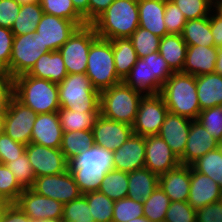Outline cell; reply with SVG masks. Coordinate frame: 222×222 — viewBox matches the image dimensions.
I'll use <instances>...</instances> for the list:
<instances>
[{
    "label": "cell",
    "mask_w": 222,
    "mask_h": 222,
    "mask_svg": "<svg viewBox=\"0 0 222 222\" xmlns=\"http://www.w3.org/2000/svg\"><path fill=\"white\" fill-rule=\"evenodd\" d=\"M68 164L82 194L98 191L102 178L114 169L113 151L94 144L69 160Z\"/></svg>",
    "instance_id": "1"
},
{
    "label": "cell",
    "mask_w": 222,
    "mask_h": 222,
    "mask_svg": "<svg viewBox=\"0 0 222 222\" xmlns=\"http://www.w3.org/2000/svg\"><path fill=\"white\" fill-rule=\"evenodd\" d=\"M159 185V176L148 168H141L128 173L127 198L136 202H143Z\"/></svg>",
    "instance_id": "28"
},
{
    "label": "cell",
    "mask_w": 222,
    "mask_h": 222,
    "mask_svg": "<svg viewBox=\"0 0 222 222\" xmlns=\"http://www.w3.org/2000/svg\"><path fill=\"white\" fill-rule=\"evenodd\" d=\"M127 222H152L150 221L148 218H146L145 216H141L132 220H129Z\"/></svg>",
    "instance_id": "61"
},
{
    "label": "cell",
    "mask_w": 222,
    "mask_h": 222,
    "mask_svg": "<svg viewBox=\"0 0 222 222\" xmlns=\"http://www.w3.org/2000/svg\"><path fill=\"white\" fill-rule=\"evenodd\" d=\"M196 222H222V200L196 210Z\"/></svg>",
    "instance_id": "55"
},
{
    "label": "cell",
    "mask_w": 222,
    "mask_h": 222,
    "mask_svg": "<svg viewBox=\"0 0 222 222\" xmlns=\"http://www.w3.org/2000/svg\"><path fill=\"white\" fill-rule=\"evenodd\" d=\"M220 200H222V188L213 179L197 172L191 166L188 203L198 210Z\"/></svg>",
    "instance_id": "20"
},
{
    "label": "cell",
    "mask_w": 222,
    "mask_h": 222,
    "mask_svg": "<svg viewBox=\"0 0 222 222\" xmlns=\"http://www.w3.org/2000/svg\"><path fill=\"white\" fill-rule=\"evenodd\" d=\"M60 108L99 112L100 92L85 73L68 74L58 84Z\"/></svg>",
    "instance_id": "6"
},
{
    "label": "cell",
    "mask_w": 222,
    "mask_h": 222,
    "mask_svg": "<svg viewBox=\"0 0 222 222\" xmlns=\"http://www.w3.org/2000/svg\"><path fill=\"white\" fill-rule=\"evenodd\" d=\"M6 165L24 189L31 188L33 186L36 176L26 152Z\"/></svg>",
    "instance_id": "45"
},
{
    "label": "cell",
    "mask_w": 222,
    "mask_h": 222,
    "mask_svg": "<svg viewBox=\"0 0 222 222\" xmlns=\"http://www.w3.org/2000/svg\"><path fill=\"white\" fill-rule=\"evenodd\" d=\"M98 38L92 25L79 27L59 48L68 74L86 73L91 44Z\"/></svg>",
    "instance_id": "8"
},
{
    "label": "cell",
    "mask_w": 222,
    "mask_h": 222,
    "mask_svg": "<svg viewBox=\"0 0 222 222\" xmlns=\"http://www.w3.org/2000/svg\"><path fill=\"white\" fill-rule=\"evenodd\" d=\"M91 25L99 38H129L139 27L138 0H114Z\"/></svg>",
    "instance_id": "2"
},
{
    "label": "cell",
    "mask_w": 222,
    "mask_h": 222,
    "mask_svg": "<svg viewBox=\"0 0 222 222\" xmlns=\"http://www.w3.org/2000/svg\"><path fill=\"white\" fill-rule=\"evenodd\" d=\"M31 189L37 194L57 200L63 205L82 195L69 169L57 175L36 177Z\"/></svg>",
    "instance_id": "12"
},
{
    "label": "cell",
    "mask_w": 222,
    "mask_h": 222,
    "mask_svg": "<svg viewBox=\"0 0 222 222\" xmlns=\"http://www.w3.org/2000/svg\"><path fill=\"white\" fill-rule=\"evenodd\" d=\"M144 216L143 202L123 198L114 202L112 222H127Z\"/></svg>",
    "instance_id": "46"
},
{
    "label": "cell",
    "mask_w": 222,
    "mask_h": 222,
    "mask_svg": "<svg viewBox=\"0 0 222 222\" xmlns=\"http://www.w3.org/2000/svg\"><path fill=\"white\" fill-rule=\"evenodd\" d=\"M170 203L171 200L158 185L153 193L143 201L144 216L152 222H164Z\"/></svg>",
    "instance_id": "37"
},
{
    "label": "cell",
    "mask_w": 222,
    "mask_h": 222,
    "mask_svg": "<svg viewBox=\"0 0 222 222\" xmlns=\"http://www.w3.org/2000/svg\"><path fill=\"white\" fill-rule=\"evenodd\" d=\"M196 210L188 201H173L167 209L164 222H196Z\"/></svg>",
    "instance_id": "49"
},
{
    "label": "cell",
    "mask_w": 222,
    "mask_h": 222,
    "mask_svg": "<svg viewBox=\"0 0 222 222\" xmlns=\"http://www.w3.org/2000/svg\"><path fill=\"white\" fill-rule=\"evenodd\" d=\"M139 27L163 38L167 35L164 22L165 0H138Z\"/></svg>",
    "instance_id": "24"
},
{
    "label": "cell",
    "mask_w": 222,
    "mask_h": 222,
    "mask_svg": "<svg viewBox=\"0 0 222 222\" xmlns=\"http://www.w3.org/2000/svg\"><path fill=\"white\" fill-rule=\"evenodd\" d=\"M214 73L222 75V47L218 48V55L215 63Z\"/></svg>",
    "instance_id": "60"
},
{
    "label": "cell",
    "mask_w": 222,
    "mask_h": 222,
    "mask_svg": "<svg viewBox=\"0 0 222 222\" xmlns=\"http://www.w3.org/2000/svg\"><path fill=\"white\" fill-rule=\"evenodd\" d=\"M75 10L84 18L85 23L88 24V5L89 0H72Z\"/></svg>",
    "instance_id": "59"
},
{
    "label": "cell",
    "mask_w": 222,
    "mask_h": 222,
    "mask_svg": "<svg viewBox=\"0 0 222 222\" xmlns=\"http://www.w3.org/2000/svg\"><path fill=\"white\" fill-rule=\"evenodd\" d=\"M3 132V111H0V134Z\"/></svg>",
    "instance_id": "64"
},
{
    "label": "cell",
    "mask_w": 222,
    "mask_h": 222,
    "mask_svg": "<svg viewBox=\"0 0 222 222\" xmlns=\"http://www.w3.org/2000/svg\"><path fill=\"white\" fill-rule=\"evenodd\" d=\"M37 37L38 33L36 31L14 36L9 62V74L13 78L27 74L39 57L50 52Z\"/></svg>",
    "instance_id": "9"
},
{
    "label": "cell",
    "mask_w": 222,
    "mask_h": 222,
    "mask_svg": "<svg viewBox=\"0 0 222 222\" xmlns=\"http://www.w3.org/2000/svg\"><path fill=\"white\" fill-rule=\"evenodd\" d=\"M196 86L201 111L222 105V75L209 73L196 76Z\"/></svg>",
    "instance_id": "27"
},
{
    "label": "cell",
    "mask_w": 222,
    "mask_h": 222,
    "mask_svg": "<svg viewBox=\"0 0 222 222\" xmlns=\"http://www.w3.org/2000/svg\"><path fill=\"white\" fill-rule=\"evenodd\" d=\"M88 202L91 216L95 222H112L114 201L102 192L93 191L83 194Z\"/></svg>",
    "instance_id": "38"
},
{
    "label": "cell",
    "mask_w": 222,
    "mask_h": 222,
    "mask_svg": "<svg viewBox=\"0 0 222 222\" xmlns=\"http://www.w3.org/2000/svg\"><path fill=\"white\" fill-rule=\"evenodd\" d=\"M181 10L186 20L207 17L215 4L210 0H171Z\"/></svg>",
    "instance_id": "47"
},
{
    "label": "cell",
    "mask_w": 222,
    "mask_h": 222,
    "mask_svg": "<svg viewBox=\"0 0 222 222\" xmlns=\"http://www.w3.org/2000/svg\"><path fill=\"white\" fill-rule=\"evenodd\" d=\"M14 97L37 114L58 112V84L23 74L14 78Z\"/></svg>",
    "instance_id": "4"
},
{
    "label": "cell",
    "mask_w": 222,
    "mask_h": 222,
    "mask_svg": "<svg viewBox=\"0 0 222 222\" xmlns=\"http://www.w3.org/2000/svg\"><path fill=\"white\" fill-rule=\"evenodd\" d=\"M36 117V112L13 97L3 111V132L14 141L28 145Z\"/></svg>",
    "instance_id": "11"
},
{
    "label": "cell",
    "mask_w": 222,
    "mask_h": 222,
    "mask_svg": "<svg viewBox=\"0 0 222 222\" xmlns=\"http://www.w3.org/2000/svg\"><path fill=\"white\" fill-rule=\"evenodd\" d=\"M181 36L188 46L214 47V39L210 29V15L188 20Z\"/></svg>",
    "instance_id": "31"
},
{
    "label": "cell",
    "mask_w": 222,
    "mask_h": 222,
    "mask_svg": "<svg viewBox=\"0 0 222 222\" xmlns=\"http://www.w3.org/2000/svg\"><path fill=\"white\" fill-rule=\"evenodd\" d=\"M215 7L222 13V0H220Z\"/></svg>",
    "instance_id": "65"
},
{
    "label": "cell",
    "mask_w": 222,
    "mask_h": 222,
    "mask_svg": "<svg viewBox=\"0 0 222 222\" xmlns=\"http://www.w3.org/2000/svg\"><path fill=\"white\" fill-rule=\"evenodd\" d=\"M217 47L188 46L182 73L199 76L214 73Z\"/></svg>",
    "instance_id": "25"
},
{
    "label": "cell",
    "mask_w": 222,
    "mask_h": 222,
    "mask_svg": "<svg viewBox=\"0 0 222 222\" xmlns=\"http://www.w3.org/2000/svg\"><path fill=\"white\" fill-rule=\"evenodd\" d=\"M197 172L207 175L222 188V152L217 147L191 165Z\"/></svg>",
    "instance_id": "39"
},
{
    "label": "cell",
    "mask_w": 222,
    "mask_h": 222,
    "mask_svg": "<svg viewBox=\"0 0 222 222\" xmlns=\"http://www.w3.org/2000/svg\"><path fill=\"white\" fill-rule=\"evenodd\" d=\"M25 152L36 177L57 175L69 169L68 160L60 149L29 143Z\"/></svg>",
    "instance_id": "13"
},
{
    "label": "cell",
    "mask_w": 222,
    "mask_h": 222,
    "mask_svg": "<svg viewBox=\"0 0 222 222\" xmlns=\"http://www.w3.org/2000/svg\"><path fill=\"white\" fill-rule=\"evenodd\" d=\"M20 5L38 3L40 0H16Z\"/></svg>",
    "instance_id": "62"
},
{
    "label": "cell",
    "mask_w": 222,
    "mask_h": 222,
    "mask_svg": "<svg viewBox=\"0 0 222 222\" xmlns=\"http://www.w3.org/2000/svg\"><path fill=\"white\" fill-rule=\"evenodd\" d=\"M219 142L215 140L197 120H192L181 165L191 166L209 151L215 150Z\"/></svg>",
    "instance_id": "21"
},
{
    "label": "cell",
    "mask_w": 222,
    "mask_h": 222,
    "mask_svg": "<svg viewBox=\"0 0 222 222\" xmlns=\"http://www.w3.org/2000/svg\"><path fill=\"white\" fill-rule=\"evenodd\" d=\"M14 97V78L0 70V111H4Z\"/></svg>",
    "instance_id": "54"
},
{
    "label": "cell",
    "mask_w": 222,
    "mask_h": 222,
    "mask_svg": "<svg viewBox=\"0 0 222 222\" xmlns=\"http://www.w3.org/2000/svg\"><path fill=\"white\" fill-rule=\"evenodd\" d=\"M143 93L123 81L100 92L99 113L113 121L133 125Z\"/></svg>",
    "instance_id": "5"
},
{
    "label": "cell",
    "mask_w": 222,
    "mask_h": 222,
    "mask_svg": "<svg viewBox=\"0 0 222 222\" xmlns=\"http://www.w3.org/2000/svg\"><path fill=\"white\" fill-rule=\"evenodd\" d=\"M191 180V166L177 168L159 176V187L173 201H188Z\"/></svg>",
    "instance_id": "23"
},
{
    "label": "cell",
    "mask_w": 222,
    "mask_h": 222,
    "mask_svg": "<svg viewBox=\"0 0 222 222\" xmlns=\"http://www.w3.org/2000/svg\"><path fill=\"white\" fill-rule=\"evenodd\" d=\"M188 45L179 34H167L161 38L159 54L166 60L170 69L182 72Z\"/></svg>",
    "instance_id": "29"
},
{
    "label": "cell",
    "mask_w": 222,
    "mask_h": 222,
    "mask_svg": "<svg viewBox=\"0 0 222 222\" xmlns=\"http://www.w3.org/2000/svg\"><path fill=\"white\" fill-rule=\"evenodd\" d=\"M114 55L115 69L118 77L123 81L138 59L136 51L129 38L110 40Z\"/></svg>",
    "instance_id": "32"
},
{
    "label": "cell",
    "mask_w": 222,
    "mask_h": 222,
    "mask_svg": "<svg viewBox=\"0 0 222 222\" xmlns=\"http://www.w3.org/2000/svg\"><path fill=\"white\" fill-rule=\"evenodd\" d=\"M94 145L92 130L63 132L61 152L69 161L84 150Z\"/></svg>",
    "instance_id": "35"
},
{
    "label": "cell",
    "mask_w": 222,
    "mask_h": 222,
    "mask_svg": "<svg viewBox=\"0 0 222 222\" xmlns=\"http://www.w3.org/2000/svg\"><path fill=\"white\" fill-rule=\"evenodd\" d=\"M114 0H89L88 24L91 25Z\"/></svg>",
    "instance_id": "58"
},
{
    "label": "cell",
    "mask_w": 222,
    "mask_h": 222,
    "mask_svg": "<svg viewBox=\"0 0 222 222\" xmlns=\"http://www.w3.org/2000/svg\"><path fill=\"white\" fill-rule=\"evenodd\" d=\"M168 112L160 94L144 95L132 125L133 133L143 137L158 135Z\"/></svg>",
    "instance_id": "10"
},
{
    "label": "cell",
    "mask_w": 222,
    "mask_h": 222,
    "mask_svg": "<svg viewBox=\"0 0 222 222\" xmlns=\"http://www.w3.org/2000/svg\"><path fill=\"white\" fill-rule=\"evenodd\" d=\"M215 8V10H214ZM212 14H210V29L214 39V47H222V13L213 7ZM214 12V13H213Z\"/></svg>",
    "instance_id": "57"
},
{
    "label": "cell",
    "mask_w": 222,
    "mask_h": 222,
    "mask_svg": "<svg viewBox=\"0 0 222 222\" xmlns=\"http://www.w3.org/2000/svg\"><path fill=\"white\" fill-rule=\"evenodd\" d=\"M0 222H32L24 211L16 204H3Z\"/></svg>",
    "instance_id": "56"
},
{
    "label": "cell",
    "mask_w": 222,
    "mask_h": 222,
    "mask_svg": "<svg viewBox=\"0 0 222 222\" xmlns=\"http://www.w3.org/2000/svg\"><path fill=\"white\" fill-rule=\"evenodd\" d=\"M218 148L220 149V151L222 152V141L219 142Z\"/></svg>",
    "instance_id": "66"
},
{
    "label": "cell",
    "mask_w": 222,
    "mask_h": 222,
    "mask_svg": "<svg viewBox=\"0 0 222 222\" xmlns=\"http://www.w3.org/2000/svg\"><path fill=\"white\" fill-rule=\"evenodd\" d=\"M94 144L115 151L133 134L131 125L98 115L92 128Z\"/></svg>",
    "instance_id": "15"
},
{
    "label": "cell",
    "mask_w": 222,
    "mask_h": 222,
    "mask_svg": "<svg viewBox=\"0 0 222 222\" xmlns=\"http://www.w3.org/2000/svg\"><path fill=\"white\" fill-rule=\"evenodd\" d=\"M192 120L168 112L158 136H160L180 159L184 155Z\"/></svg>",
    "instance_id": "19"
},
{
    "label": "cell",
    "mask_w": 222,
    "mask_h": 222,
    "mask_svg": "<svg viewBox=\"0 0 222 222\" xmlns=\"http://www.w3.org/2000/svg\"><path fill=\"white\" fill-rule=\"evenodd\" d=\"M63 130L58 112L37 114L35 119L31 142L45 147L60 149Z\"/></svg>",
    "instance_id": "22"
},
{
    "label": "cell",
    "mask_w": 222,
    "mask_h": 222,
    "mask_svg": "<svg viewBox=\"0 0 222 222\" xmlns=\"http://www.w3.org/2000/svg\"><path fill=\"white\" fill-rule=\"evenodd\" d=\"M26 145L14 141L5 132L0 134V163L7 164L25 153Z\"/></svg>",
    "instance_id": "51"
},
{
    "label": "cell",
    "mask_w": 222,
    "mask_h": 222,
    "mask_svg": "<svg viewBox=\"0 0 222 222\" xmlns=\"http://www.w3.org/2000/svg\"><path fill=\"white\" fill-rule=\"evenodd\" d=\"M27 75L59 84L68 73L63 57L57 50L44 53L39 57Z\"/></svg>",
    "instance_id": "26"
},
{
    "label": "cell",
    "mask_w": 222,
    "mask_h": 222,
    "mask_svg": "<svg viewBox=\"0 0 222 222\" xmlns=\"http://www.w3.org/2000/svg\"><path fill=\"white\" fill-rule=\"evenodd\" d=\"M63 132L92 130L99 112L73 111L60 108L58 111Z\"/></svg>",
    "instance_id": "33"
},
{
    "label": "cell",
    "mask_w": 222,
    "mask_h": 222,
    "mask_svg": "<svg viewBox=\"0 0 222 222\" xmlns=\"http://www.w3.org/2000/svg\"><path fill=\"white\" fill-rule=\"evenodd\" d=\"M138 58H143L151 53L158 52L161 38L147 29H138L129 37Z\"/></svg>",
    "instance_id": "42"
},
{
    "label": "cell",
    "mask_w": 222,
    "mask_h": 222,
    "mask_svg": "<svg viewBox=\"0 0 222 222\" xmlns=\"http://www.w3.org/2000/svg\"><path fill=\"white\" fill-rule=\"evenodd\" d=\"M78 28L71 20L43 13L36 29L37 38L49 51H57Z\"/></svg>",
    "instance_id": "14"
},
{
    "label": "cell",
    "mask_w": 222,
    "mask_h": 222,
    "mask_svg": "<svg viewBox=\"0 0 222 222\" xmlns=\"http://www.w3.org/2000/svg\"><path fill=\"white\" fill-rule=\"evenodd\" d=\"M148 69L149 78H153L161 88L174 73L166 60L159 54V51L148 55Z\"/></svg>",
    "instance_id": "48"
},
{
    "label": "cell",
    "mask_w": 222,
    "mask_h": 222,
    "mask_svg": "<svg viewBox=\"0 0 222 222\" xmlns=\"http://www.w3.org/2000/svg\"><path fill=\"white\" fill-rule=\"evenodd\" d=\"M85 74L91 80L92 86L99 92L122 82L115 69L112 42L110 40L98 37L91 44Z\"/></svg>",
    "instance_id": "7"
},
{
    "label": "cell",
    "mask_w": 222,
    "mask_h": 222,
    "mask_svg": "<svg viewBox=\"0 0 222 222\" xmlns=\"http://www.w3.org/2000/svg\"><path fill=\"white\" fill-rule=\"evenodd\" d=\"M123 82L144 95L160 94L162 89L153 78H149L148 56L137 59Z\"/></svg>",
    "instance_id": "30"
},
{
    "label": "cell",
    "mask_w": 222,
    "mask_h": 222,
    "mask_svg": "<svg viewBox=\"0 0 222 222\" xmlns=\"http://www.w3.org/2000/svg\"><path fill=\"white\" fill-rule=\"evenodd\" d=\"M99 191L114 202L128 195V173L119 170H110L102 178Z\"/></svg>",
    "instance_id": "36"
},
{
    "label": "cell",
    "mask_w": 222,
    "mask_h": 222,
    "mask_svg": "<svg viewBox=\"0 0 222 222\" xmlns=\"http://www.w3.org/2000/svg\"><path fill=\"white\" fill-rule=\"evenodd\" d=\"M16 204L31 220L62 219L63 204L39 195L31 188L24 189Z\"/></svg>",
    "instance_id": "17"
},
{
    "label": "cell",
    "mask_w": 222,
    "mask_h": 222,
    "mask_svg": "<svg viewBox=\"0 0 222 222\" xmlns=\"http://www.w3.org/2000/svg\"><path fill=\"white\" fill-rule=\"evenodd\" d=\"M32 222H63L62 219H42V220H32Z\"/></svg>",
    "instance_id": "63"
},
{
    "label": "cell",
    "mask_w": 222,
    "mask_h": 222,
    "mask_svg": "<svg viewBox=\"0 0 222 222\" xmlns=\"http://www.w3.org/2000/svg\"><path fill=\"white\" fill-rule=\"evenodd\" d=\"M160 95L169 112L197 120L201 108L194 75L173 73L163 84Z\"/></svg>",
    "instance_id": "3"
},
{
    "label": "cell",
    "mask_w": 222,
    "mask_h": 222,
    "mask_svg": "<svg viewBox=\"0 0 222 222\" xmlns=\"http://www.w3.org/2000/svg\"><path fill=\"white\" fill-rule=\"evenodd\" d=\"M3 204H4V203L0 202V213H1V210H2Z\"/></svg>",
    "instance_id": "68"
},
{
    "label": "cell",
    "mask_w": 222,
    "mask_h": 222,
    "mask_svg": "<svg viewBox=\"0 0 222 222\" xmlns=\"http://www.w3.org/2000/svg\"><path fill=\"white\" fill-rule=\"evenodd\" d=\"M210 1L216 5L220 0H210Z\"/></svg>",
    "instance_id": "67"
},
{
    "label": "cell",
    "mask_w": 222,
    "mask_h": 222,
    "mask_svg": "<svg viewBox=\"0 0 222 222\" xmlns=\"http://www.w3.org/2000/svg\"><path fill=\"white\" fill-rule=\"evenodd\" d=\"M145 168L160 176L181 165L180 159L158 135L145 137Z\"/></svg>",
    "instance_id": "16"
},
{
    "label": "cell",
    "mask_w": 222,
    "mask_h": 222,
    "mask_svg": "<svg viewBox=\"0 0 222 222\" xmlns=\"http://www.w3.org/2000/svg\"><path fill=\"white\" fill-rule=\"evenodd\" d=\"M20 9L16 0H0V26L11 29Z\"/></svg>",
    "instance_id": "53"
},
{
    "label": "cell",
    "mask_w": 222,
    "mask_h": 222,
    "mask_svg": "<svg viewBox=\"0 0 222 222\" xmlns=\"http://www.w3.org/2000/svg\"><path fill=\"white\" fill-rule=\"evenodd\" d=\"M43 13L71 20L79 27L87 25L84 18L75 10L72 0H40Z\"/></svg>",
    "instance_id": "40"
},
{
    "label": "cell",
    "mask_w": 222,
    "mask_h": 222,
    "mask_svg": "<svg viewBox=\"0 0 222 222\" xmlns=\"http://www.w3.org/2000/svg\"><path fill=\"white\" fill-rule=\"evenodd\" d=\"M11 29L0 26V70L9 73V62L14 41Z\"/></svg>",
    "instance_id": "52"
},
{
    "label": "cell",
    "mask_w": 222,
    "mask_h": 222,
    "mask_svg": "<svg viewBox=\"0 0 222 222\" xmlns=\"http://www.w3.org/2000/svg\"><path fill=\"white\" fill-rule=\"evenodd\" d=\"M63 222H95L91 216L86 197L79 198L63 205Z\"/></svg>",
    "instance_id": "43"
},
{
    "label": "cell",
    "mask_w": 222,
    "mask_h": 222,
    "mask_svg": "<svg viewBox=\"0 0 222 222\" xmlns=\"http://www.w3.org/2000/svg\"><path fill=\"white\" fill-rule=\"evenodd\" d=\"M164 22L168 34L181 35L187 20L175 3L165 0Z\"/></svg>",
    "instance_id": "50"
},
{
    "label": "cell",
    "mask_w": 222,
    "mask_h": 222,
    "mask_svg": "<svg viewBox=\"0 0 222 222\" xmlns=\"http://www.w3.org/2000/svg\"><path fill=\"white\" fill-rule=\"evenodd\" d=\"M197 121L215 140L222 141V105L200 111Z\"/></svg>",
    "instance_id": "44"
},
{
    "label": "cell",
    "mask_w": 222,
    "mask_h": 222,
    "mask_svg": "<svg viewBox=\"0 0 222 222\" xmlns=\"http://www.w3.org/2000/svg\"><path fill=\"white\" fill-rule=\"evenodd\" d=\"M24 188L18 183L7 165L0 163V202L16 203Z\"/></svg>",
    "instance_id": "41"
},
{
    "label": "cell",
    "mask_w": 222,
    "mask_h": 222,
    "mask_svg": "<svg viewBox=\"0 0 222 222\" xmlns=\"http://www.w3.org/2000/svg\"><path fill=\"white\" fill-rule=\"evenodd\" d=\"M145 137L132 134L124 144L113 151L115 170L130 173L145 167Z\"/></svg>",
    "instance_id": "18"
},
{
    "label": "cell",
    "mask_w": 222,
    "mask_h": 222,
    "mask_svg": "<svg viewBox=\"0 0 222 222\" xmlns=\"http://www.w3.org/2000/svg\"><path fill=\"white\" fill-rule=\"evenodd\" d=\"M42 15L40 2L21 5L20 12L11 28L12 33L15 36L34 33Z\"/></svg>",
    "instance_id": "34"
}]
</instances>
